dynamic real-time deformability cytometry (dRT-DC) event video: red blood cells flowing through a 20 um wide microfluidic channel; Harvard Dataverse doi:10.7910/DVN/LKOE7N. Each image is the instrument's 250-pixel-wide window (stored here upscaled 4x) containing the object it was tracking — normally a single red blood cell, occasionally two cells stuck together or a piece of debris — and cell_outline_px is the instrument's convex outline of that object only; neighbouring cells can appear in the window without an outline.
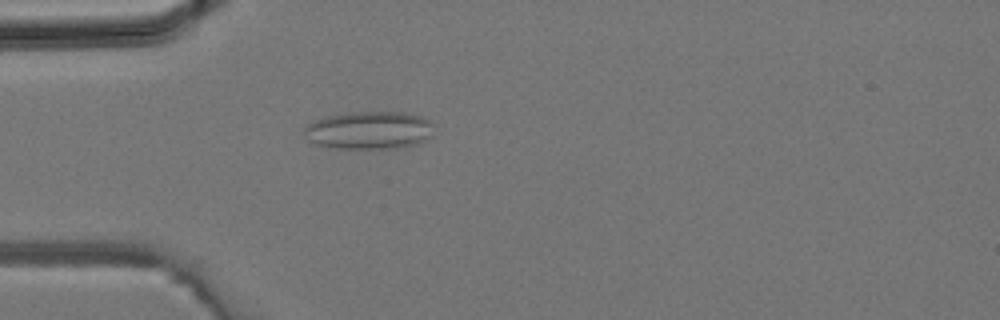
{"species": "common noctule bat (a hibernating species)", "species_latin": "Nyctalus noctula", "temperature_condition": "room temperature", "stored_images_in_passage": 1, "camera_frame_rate_fps": 3000, "um_per_image_px": 0.085, "animal": {"sex": "male", "body_mass_g": 19.2, "forearm_length_mm": 51.8}, "frame": {"image": 1, "passage_image": 1, "time_ms": 0.0, "image_size_px": [1000, 320], "cell_outline_px": [[436, 124], [432, 136], [420, 144], [396, 148], [336, 148], [316, 144], [308, 140], [304, 128], [308, 124], [316, 120], [328, 116], [352, 112], [404, 112], [420, 116], [432, 120]], "centroid_in_image_um": [31.48, 11.07], "position_along_channel_um": 53.5, "area_um2": 28.84}}